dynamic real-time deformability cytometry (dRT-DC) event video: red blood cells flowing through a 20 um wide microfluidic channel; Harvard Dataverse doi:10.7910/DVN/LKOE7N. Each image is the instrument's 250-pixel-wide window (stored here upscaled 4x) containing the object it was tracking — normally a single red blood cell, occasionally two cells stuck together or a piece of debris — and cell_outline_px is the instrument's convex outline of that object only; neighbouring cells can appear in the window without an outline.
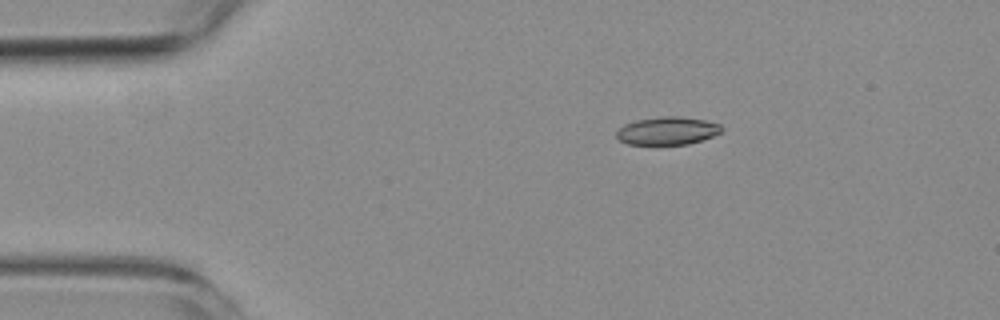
{"species": "common noctule bat (a hibernating species)", "species_latin": "Nyctalus noctula", "temperature_condition": "room temperature", "stored_images_in_passage": 4, "camera_frame_rate_fps": 3000, "um_per_image_px": 0.085, "animal": {"sex": "female", "body_mass_g": 19.3, "forearm_length_mm": 54.1}, "frame": {"image": 1, "passage_image": 1, "time_ms": 0.0, "image_size_px": [1000, 320], "cell_outline_px": [[724, 128], [720, 132], [712, 136], [688, 144], [628, 144], [620, 140], [616, 136], [616, 132], [624, 124], [636, 120], [664, 116], [680, 116], [704, 120], [720, 124]], "centroid_in_image_um": [56.73, 11.11], "position_along_channel_um": 28.3, "area_um2": 16.94}}
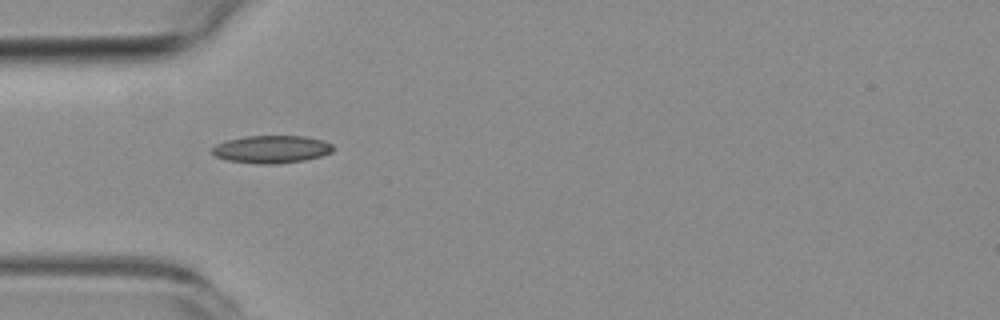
{"frame": {"image": 2, "passage_image": 3, "time_ms": 2.333, "image_size_px": [1000, 320], "cell_outline_px": [[336, 148], [332, 152], [320, 156], [304, 160], [276, 164], [260, 164], [228, 160], [216, 156], [212, 152], [212, 148], [216, 144], [228, 140], [248, 136], [304, 136], [324, 140], [332, 144]], "centroid_in_image_um": [23.13, 12.68], "position_along_channel_um": 61.9, "area_um2": 19.42}}
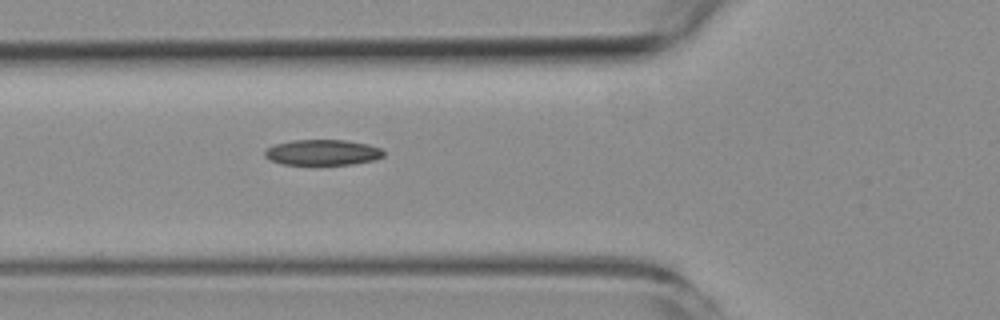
{"frame": {"image": 3, "passage_image": 4, "time_ms": 3.333, "image_size_px": [1000, 320], "cell_outline_px": [[384, 156], [372, 160], [352, 164], [280, 164], [264, 156], [264, 152], [268, 148], [276, 144], [292, 140], [344, 140], [368, 144], [380, 148], [384, 152]], "centroid_in_image_um": [27.41, 12.95], "position_along_channel_um": 98.4, "area_um2": 17.51}}